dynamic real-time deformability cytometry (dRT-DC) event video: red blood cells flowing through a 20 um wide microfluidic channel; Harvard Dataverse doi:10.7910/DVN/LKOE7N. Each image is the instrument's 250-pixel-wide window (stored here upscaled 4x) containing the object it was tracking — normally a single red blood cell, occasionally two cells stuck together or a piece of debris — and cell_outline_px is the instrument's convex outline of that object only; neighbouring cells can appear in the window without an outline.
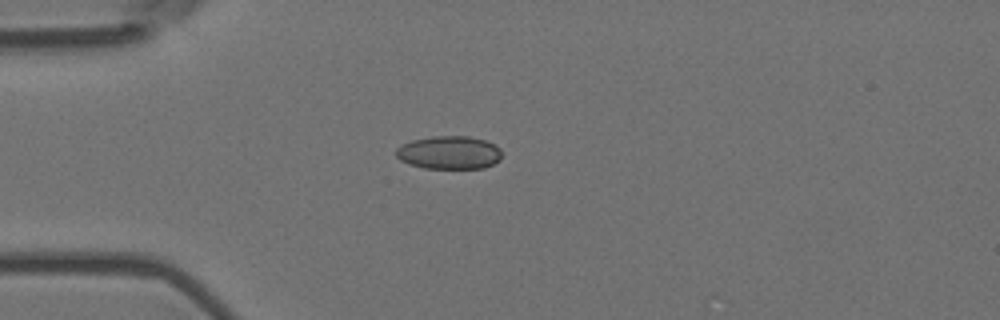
{"species": "Egyptian fruit bat (a non-hibernating species)", "species_latin": "Rousettus aegyptiacus", "temperature_condition": "room temperature", "stored_images_in_passage": 4, "camera_frame_rate_fps": 3000, "um_per_image_px": 0.085, "animal": {"sex": "female"}, "frame": {"image": 1, "passage_image": 4, "time_ms": 1.0, "image_size_px": [1000, 320], "cell_outline_px": [[500, 160], [484, 168], [424, 168], [408, 164], [400, 160], [396, 156], [396, 148], [412, 140], [432, 136], [468, 136], [484, 140], [500, 148]], "centroid_in_image_um": [38.15, 12.97], "position_along_channel_um": 46.8, "area_um2": 20.35}}